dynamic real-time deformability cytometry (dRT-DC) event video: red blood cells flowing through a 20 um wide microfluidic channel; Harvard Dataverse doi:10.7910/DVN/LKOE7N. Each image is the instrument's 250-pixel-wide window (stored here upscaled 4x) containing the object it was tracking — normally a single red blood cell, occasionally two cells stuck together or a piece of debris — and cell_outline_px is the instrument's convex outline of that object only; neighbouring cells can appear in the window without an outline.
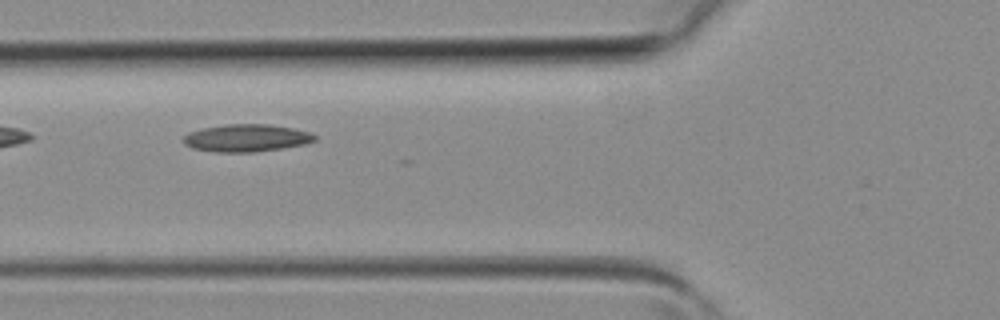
{"species": "common noctule bat (a hibernating species)", "species_latin": "Nyctalus noctula", "temperature_condition": "room temperature", "stored_images_in_passage": 5, "camera_frame_rate_fps": 3000, "um_per_image_px": 0.085, "animal": {"sex": "female", "body_mass_g": 19.3, "forearm_length_mm": 54.1}, "frame": {"image": 1, "passage_image": 4, "time_ms": 1.0, "image_size_px": [1000, 320], "cell_outline_px": [[316, 140], [304, 144], [280, 148], [252, 152], [216, 152], [192, 148], [184, 144], [184, 136], [188, 132], [204, 128], [224, 124], [268, 124], [292, 128], [312, 132], [316, 136]], "centroid_in_image_um": [20.94, 11.72], "position_along_channel_um": 104.9, "area_um2": 20.92}}
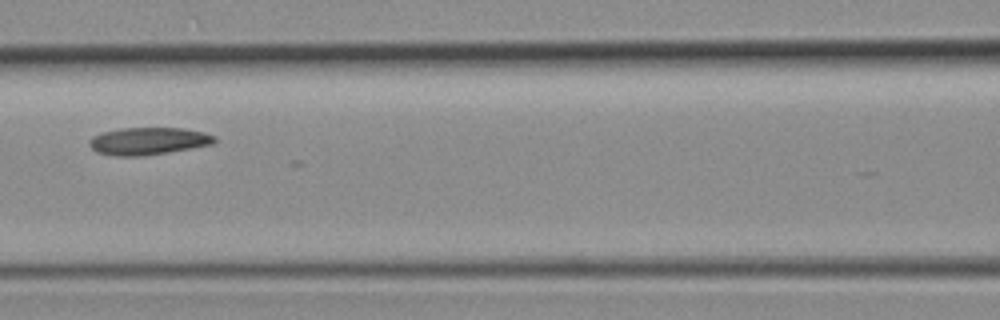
{"frame": {"image": 2, "passage_image": 5, "time_ms": 1.333, "image_size_px": [1000, 320], "cell_outline_px": [[216, 140], [212, 144], [168, 152], [144, 156], [112, 156], [96, 152], [88, 144], [88, 140], [92, 136], [104, 132], [120, 128], [180, 128], [204, 132], [216, 136]], "centroid_in_image_um": [12.56, 11.99], "position_along_channel_um": 154.0, "area_um2": 20.0}}